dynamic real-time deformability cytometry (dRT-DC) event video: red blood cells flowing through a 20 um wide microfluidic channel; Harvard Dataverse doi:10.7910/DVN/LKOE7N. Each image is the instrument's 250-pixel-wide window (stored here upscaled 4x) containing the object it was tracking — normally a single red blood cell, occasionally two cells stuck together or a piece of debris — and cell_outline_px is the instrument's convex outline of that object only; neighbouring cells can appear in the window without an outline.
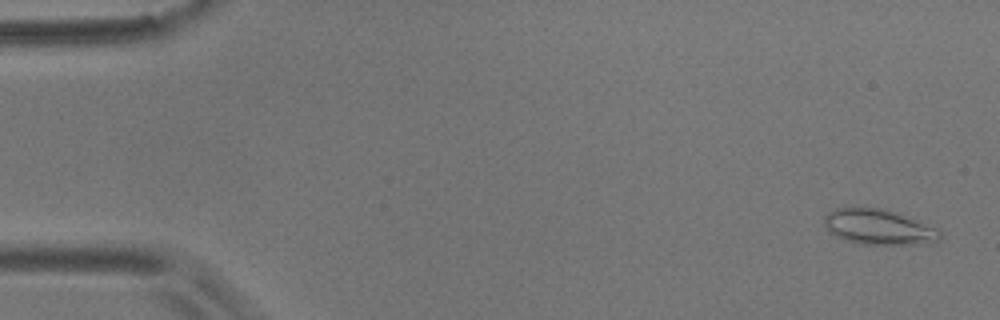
{"species": "common noctule bat (a hibernating species)", "species_latin": "Nyctalus noctula", "temperature_condition": "room temperature", "stored_images_in_passage": 57, "camera_frame_rate_fps": 3000, "um_per_image_px": 0.085, "animal": {"sex": "male", "body_mass_g": 17.9}, "frame": {"image": 1, "passage_image": 2, "time_ms": 0.333, "image_size_px": [1000, 320], "cell_outline_px": [[940, 240], [936, 244], [860, 244], [844, 240], [828, 232], [824, 224], [824, 216], [828, 212], [836, 208], [884, 208], [896, 212], [936, 228], [940, 232]], "centroid_in_image_um": [74.68, 19.31], "position_along_channel_um": 10.3, "area_um2": 23.93}}
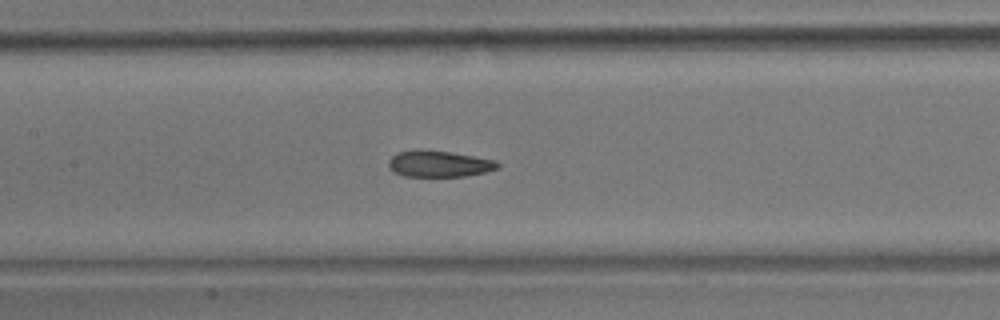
{"frame": {"image": 2, "passage_image": 26, "time_ms": 8.333, "image_size_px": [1000, 320], "cell_outline_px": [[500, 168], [468, 176], [404, 176], [392, 172], [388, 168], [388, 160], [396, 152], [452, 152], [496, 160], [500, 164]], "centroid_in_image_um": [37.35, 13.96], "position_along_channel_um": 170.0, "area_um2": 16.36}}
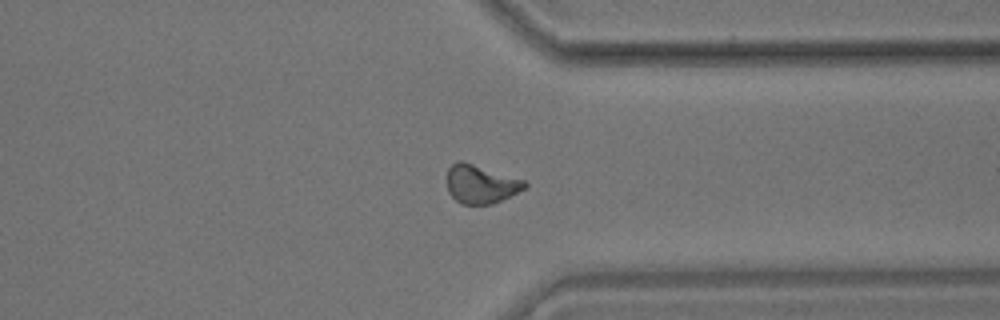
{"frame": {"image": 3, "passage_image": 43, "time_ms": 14.0, "image_size_px": [1000, 320], "cell_outline_px": [[528, 184], [524, 188], [492, 204], [460, 204], [448, 192], [448, 168], [456, 160], [460, 160], [524, 180]], "centroid_in_image_um": [40.83, 15.65], "position_along_channel_um": 370.6, "area_um2": 17.05}, "authors_computed_cell_mechanics": {"area_um2": 17.6868, "velocity_mm_per_s": 3.5688, "shape_relaxation_time_tau1_ms": 9.8515, "shape_relaxation_time_tau2_ms": 2.6435, "deformation_change_tau1": 0.1855, "deformation_change_tau2": 0.0846}}